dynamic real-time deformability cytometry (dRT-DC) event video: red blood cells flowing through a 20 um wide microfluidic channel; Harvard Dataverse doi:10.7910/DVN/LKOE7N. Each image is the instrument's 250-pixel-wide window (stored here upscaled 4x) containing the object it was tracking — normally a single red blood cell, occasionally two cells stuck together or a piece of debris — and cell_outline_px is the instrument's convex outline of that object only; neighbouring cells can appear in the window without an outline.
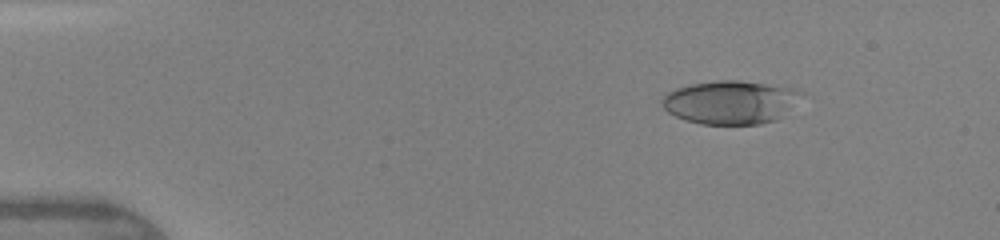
{"species": "human", "species_latin": "Homo sapiens", "temperature_condition": "warm", "stored_images_in_passage": 42, "camera_frame_rate_fps": 3000, "um_per_image_px": 0.085, "donor": {"sex": "female"}, "frame": {"image": 1, "passage_image": 2, "time_ms": 0.333, "image_size_px": [1000, 240], "cell_outline_px": [[796, 92], [776, 120], [760, 124], [700, 124], [684, 120], [668, 112], [660, 104], [660, 100], [668, 92], [676, 88], [692, 84], [716, 80], [736, 80], [796, 88]], "centroid_in_image_um": [61.88, 8.69], "position_along_channel_um": 23.1, "area_um2": 34.04}}
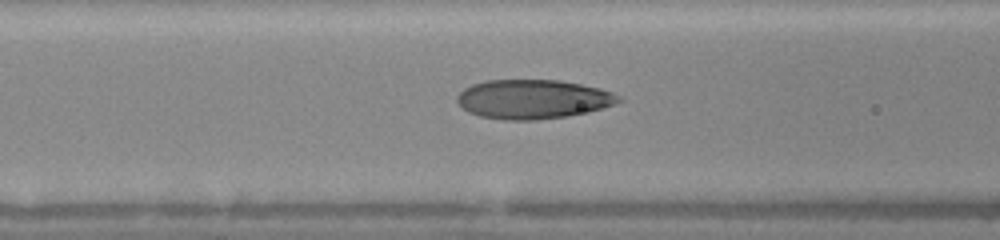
{"frame": {"image": 2, "passage_image": 15, "time_ms": 4.667, "image_size_px": [1000, 240], "cell_outline_px": [[624, 100], [616, 104], [588, 112], [568, 116], [536, 120], [504, 120], [480, 116], [468, 112], [456, 100], [456, 96], [464, 88], [472, 84], [484, 80], [560, 80], [600, 88], [612, 92], [620, 96]], "centroid_in_image_um": [45.32, 8.43], "position_along_channel_um": 121.3, "area_um2": 37.11}}
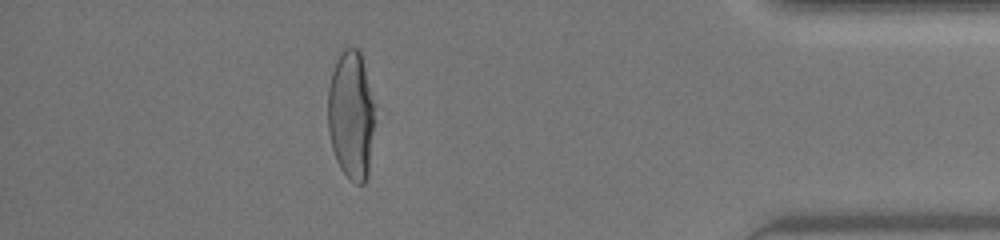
{"frame": {"image": 3, "passage_image": 37, "time_ms": 12.0, "image_size_px": [1000, 240], "cell_outline_px": [[384, 108], [368, 176], [364, 184], [356, 184], [340, 168], [336, 160], [332, 148], [328, 132], [328, 88], [332, 72], [336, 60], [340, 52], [344, 48], [356, 48], [360, 52]], "centroid_in_image_um": [30.03, 9.77], "position_along_channel_um": 405.2, "area_um2": 39.07}, "authors_computed_cell_mechanics": {"area_um2": 36.2984, "velocity_mm_per_s": 4.3757, "shape_relaxation_time_tau1_ms": 5.3441, "shape_relaxation_time_tau2_ms": 0.8765, "deformation_change_tau1": 0.2321, "deformation_change_tau2": 0.0761}}